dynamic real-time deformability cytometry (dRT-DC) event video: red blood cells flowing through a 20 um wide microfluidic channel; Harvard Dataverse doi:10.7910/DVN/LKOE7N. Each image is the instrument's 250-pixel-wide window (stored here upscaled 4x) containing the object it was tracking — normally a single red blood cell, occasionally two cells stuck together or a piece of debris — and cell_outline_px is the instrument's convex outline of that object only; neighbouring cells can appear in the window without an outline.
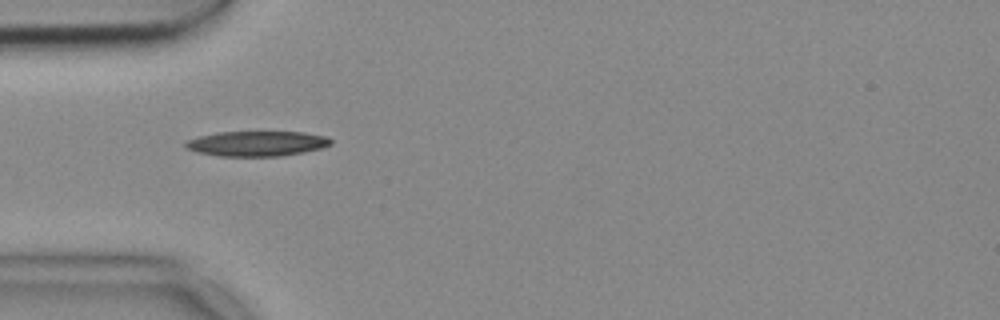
{"species": "common noctule bat (a hibernating species)", "species_latin": "Nyctalus noctula", "temperature_condition": "cold", "stored_images_in_passage": 4, "camera_frame_rate_fps": 3000, "um_per_image_px": 0.085, "animal": {"sex": "female", "body_mass_g": 18.4}, "frame": {"image": 1, "passage_image": 1, "time_ms": 0.0, "image_size_px": [1000, 320], "cell_outline_px": [[332, 144], [320, 148], [304, 152], [280, 156], [220, 156], [196, 152], [188, 148], [184, 144], [188, 140], [200, 136], [216, 132], [304, 132], [328, 136], [332, 140]], "centroid_in_image_um": [21.87, 12.2], "position_along_channel_um": 63.1, "area_um2": 21.21}}
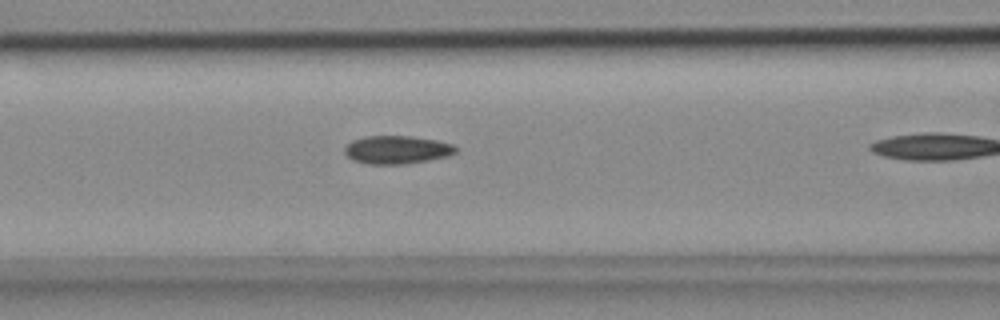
{"frame": {"image": 2, "passage_image": 3, "time_ms": 0.667, "image_size_px": [1000, 320], "cell_outline_px": [[456, 152], [448, 156], [428, 160], [404, 164], [368, 164], [352, 160], [344, 152], [344, 148], [352, 140], [364, 136], [412, 136], [436, 140], [452, 144], [456, 148]], "centroid_in_image_um": [33.71, 12.73], "position_along_channel_um": 132.9, "area_um2": 18.21}}